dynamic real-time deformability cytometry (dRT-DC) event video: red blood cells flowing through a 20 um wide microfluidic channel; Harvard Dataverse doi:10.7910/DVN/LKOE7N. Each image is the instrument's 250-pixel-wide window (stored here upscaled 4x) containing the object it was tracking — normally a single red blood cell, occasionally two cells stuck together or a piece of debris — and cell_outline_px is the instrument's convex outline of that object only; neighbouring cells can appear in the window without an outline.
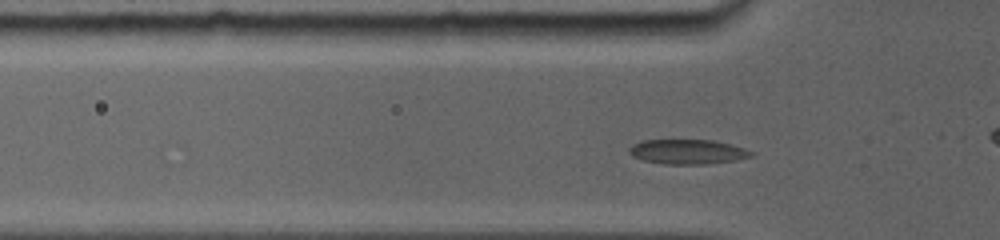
{"species": "common noctule bat (a hibernating species)", "species_latin": "Nyctalus noctula", "temperature_condition": "room temperature", "stored_images_in_passage": 23, "camera_frame_rate_fps": 5000, "um_per_image_px": 0.085, "animal": {"sex": "female", "body_mass_g": 19.0, "forearm_length_mm": 56.7}, "frame": {"image": 1, "passage_image": 14, "time_ms": 3.4, "image_size_px": [1000, 240], "cell_outline_px": [[756, 156], [736, 160], [708, 164], [664, 164], [644, 160], [632, 156], [628, 152], [628, 148], [632, 144], [640, 140], [712, 140], [732, 144], [744, 148], [752, 152]], "centroid_in_image_um": [58.45, 12.89], "position_along_channel_um": 67.4, "area_um2": 17.74}}
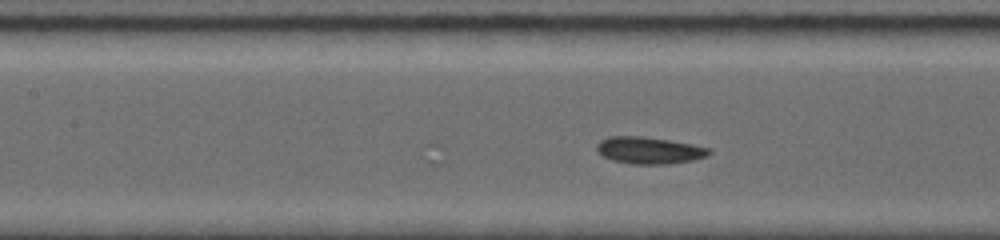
{"frame": {"image": 2, "passage_image": 23, "time_ms": 5.6, "image_size_px": [1000, 240], "cell_outline_px": [[712, 152], [708, 156], [692, 160], [668, 164], [628, 164], [612, 160], [596, 152], [596, 144], [600, 140], [608, 136], [640, 136], [668, 140], [692, 144], [712, 148]], "centroid_in_image_um": [55.17, 12.78], "position_along_channel_um": 152.2, "area_um2": 17.8}}